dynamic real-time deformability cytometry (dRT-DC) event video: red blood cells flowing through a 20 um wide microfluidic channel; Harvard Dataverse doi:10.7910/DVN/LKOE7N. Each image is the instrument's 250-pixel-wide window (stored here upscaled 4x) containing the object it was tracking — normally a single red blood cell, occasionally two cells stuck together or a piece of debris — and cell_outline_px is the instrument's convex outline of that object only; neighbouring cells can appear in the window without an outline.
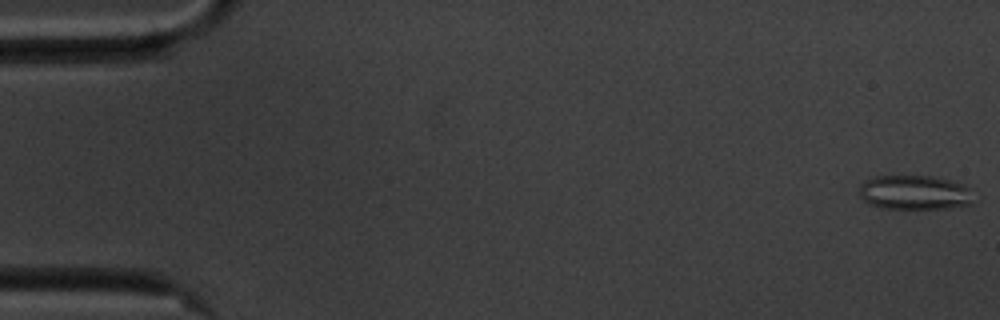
{"species": "common noctule bat (a hibernating species)", "species_latin": "Nyctalus noctula", "temperature_condition": "cold", "stored_images_in_passage": 57, "camera_frame_rate_fps": 3000, "um_per_image_px": 0.085, "animal": {"sex": "male", "body_mass_g": 20.1, "forearm_length_mm": 53.5}, "frame": {"image": 1, "passage_image": 1, "time_ms": 0.0, "image_size_px": [1000, 320], "cell_outline_px": [[972, 204], [948, 208], [884, 208], [868, 204], [860, 196], [860, 184], [876, 176], [932, 176], [964, 184], [968, 188]], "centroid_in_image_um": [77.71, 16.36], "position_along_channel_um": 7.3, "area_um2": 22.6}}
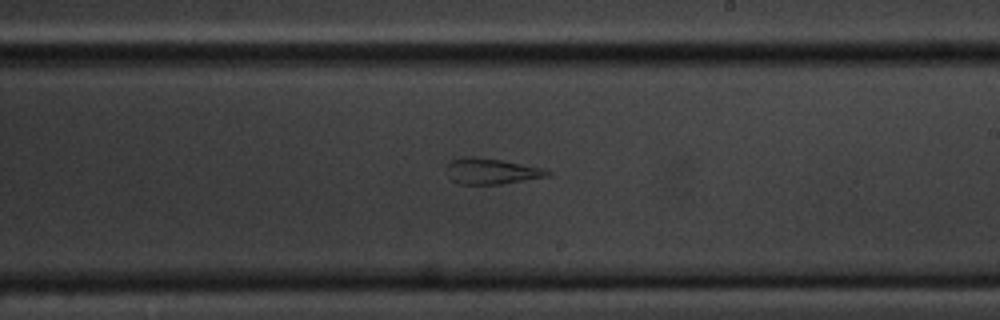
{"frame": {"image": 2, "passage_image": 33, "time_ms": 10.667, "image_size_px": [1000, 320], "cell_outline_px": [[552, 172], [548, 176], [500, 184], [460, 184], [452, 180], [448, 176], [448, 164], [452, 160], [464, 156], [476, 156], [504, 160], [540, 168]], "centroid_in_image_um": [41.74, 14.54], "position_along_channel_um": 247.3, "area_um2": 15.03}}
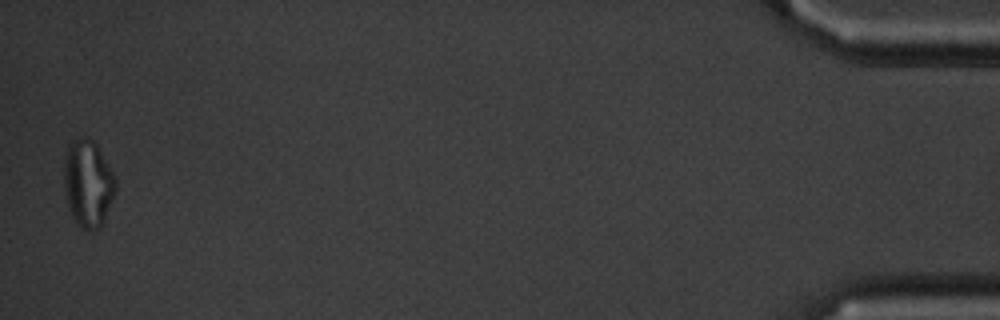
{"frame": {"image": 3, "passage_image": 56, "time_ms": 18.333, "image_size_px": [1000, 320], "cell_outline_px": [[116, 192], [104, 220], [100, 228], [92, 232], [88, 232], [80, 228], [76, 224], [68, 208], [64, 188], [64, 160], [68, 144], [72, 140], [84, 136], [88, 136], [96, 144], [112, 172], [116, 180]], "centroid_in_image_um": [7.46, 15.63], "position_along_channel_um": 427.7, "area_um2": 26.53}, "authors_computed_cell_mechanics": {"area_um2": 22.5998, "velocity_mm_per_s": 3.5345, "shape_relaxation_time_tau1_ms": null, "shape_relaxation_time_tau2_ms": 2.0988, "deformation_change_tau1": null, "deformation_change_tau2": 0.1091}}